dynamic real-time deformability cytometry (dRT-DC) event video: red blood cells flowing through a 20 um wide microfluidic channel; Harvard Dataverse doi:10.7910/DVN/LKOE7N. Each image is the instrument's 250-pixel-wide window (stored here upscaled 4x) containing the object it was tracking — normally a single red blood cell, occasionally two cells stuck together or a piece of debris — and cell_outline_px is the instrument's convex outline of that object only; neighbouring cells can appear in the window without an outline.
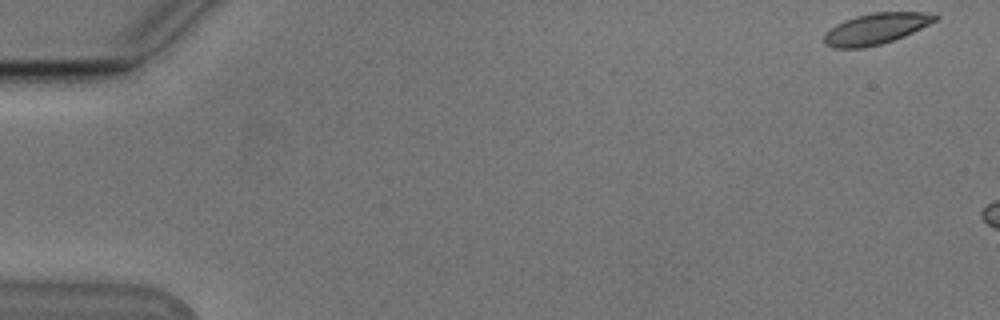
{"species": "Egyptian fruit bat (a non-hibernating species)", "species_latin": "Rousettus aegyptiacus", "temperature_condition": "cold", "stored_images_in_passage": 6, "camera_frame_rate_fps": 3000, "um_per_image_px": 0.085, "animal": {"sex": "male"}, "frame": {"image": 1, "passage_image": 1, "time_ms": 0.0, "image_size_px": [1000, 320], "cell_outline_px": [[940, 16], [936, 20], [904, 36], [880, 44], [864, 48], [832, 48], [824, 44], [824, 36], [836, 24], [844, 20], [856, 16], [872, 12], [936, 12]], "centroid_in_image_um": [74.47, 2.43], "position_along_channel_um": 10.5, "area_um2": 20.0}}